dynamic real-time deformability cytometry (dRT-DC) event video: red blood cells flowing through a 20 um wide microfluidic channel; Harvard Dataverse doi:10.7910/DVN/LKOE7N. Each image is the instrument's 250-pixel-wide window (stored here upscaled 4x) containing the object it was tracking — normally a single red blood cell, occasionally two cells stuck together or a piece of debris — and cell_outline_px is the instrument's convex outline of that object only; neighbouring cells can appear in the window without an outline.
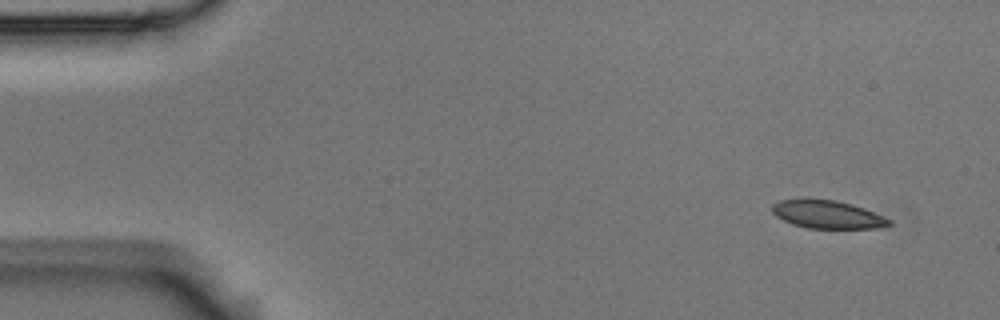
{"species": "Egyptian fruit bat (a non-hibernating species)", "species_latin": "Rousettus aegyptiacus", "temperature_condition": "room temperature", "stored_images_in_passage": 5, "segment_of_instrument_passage": [1, 2], "camera_frame_rate_fps": 3000, "um_per_image_px": 0.085, "animal": {"sex": "male"}, "frame": {"image": 1, "passage_image": 1, "time_ms": 0.0, "image_size_px": [1000, 320], "cell_outline_px": [[892, 224], [876, 228], [808, 228], [792, 224], [776, 216], [772, 212], [772, 204], [780, 200], [836, 200], [852, 204], [864, 208], [892, 220]], "centroid_in_image_um": [70.35, 18.24], "position_along_channel_um": 14.7, "area_um2": 18.79}}
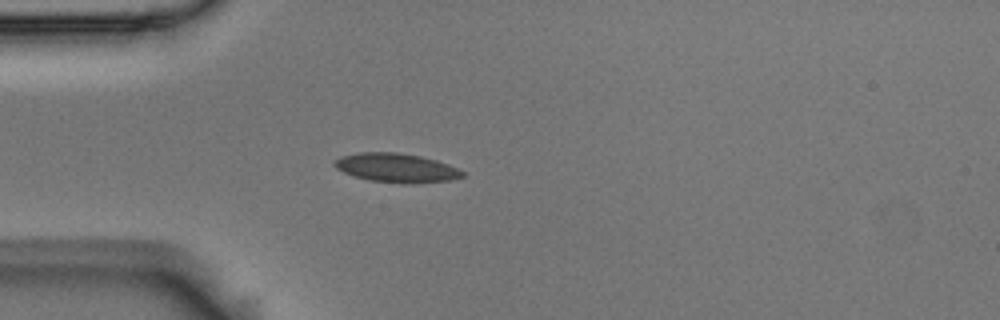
{"frame": {"image": 2, "passage_image": 4, "time_ms": 1.0, "image_size_px": [1000, 320], "cell_outline_px": [[464, 176], [452, 180], [412, 184], [404, 184], [368, 180], [344, 172], [336, 168], [332, 164], [332, 160], [340, 156], [360, 152], [396, 152], [420, 156], [436, 160], [448, 164], [464, 172]], "centroid_in_image_um": [33.67, 14.27], "position_along_channel_um": 51.3, "area_um2": 21.79}}